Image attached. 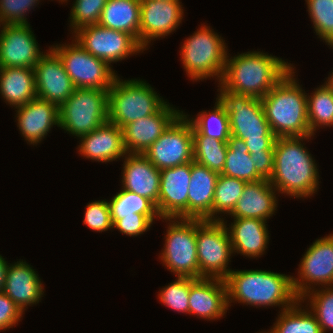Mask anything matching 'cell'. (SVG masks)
Instances as JSON below:
<instances>
[{
    "instance_id": "obj_15",
    "label": "cell",
    "mask_w": 333,
    "mask_h": 333,
    "mask_svg": "<svg viewBox=\"0 0 333 333\" xmlns=\"http://www.w3.org/2000/svg\"><path fill=\"white\" fill-rule=\"evenodd\" d=\"M180 0H140L139 44L148 50L151 41L165 38L182 23Z\"/></svg>"
},
{
    "instance_id": "obj_31",
    "label": "cell",
    "mask_w": 333,
    "mask_h": 333,
    "mask_svg": "<svg viewBox=\"0 0 333 333\" xmlns=\"http://www.w3.org/2000/svg\"><path fill=\"white\" fill-rule=\"evenodd\" d=\"M301 303L299 299L291 307L279 311L274 325L267 333H322L313 313Z\"/></svg>"
},
{
    "instance_id": "obj_19",
    "label": "cell",
    "mask_w": 333,
    "mask_h": 333,
    "mask_svg": "<svg viewBox=\"0 0 333 333\" xmlns=\"http://www.w3.org/2000/svg\"><path fill=\"white\" fill-rule=\"evenodd\" d=\"M182 112L167 102L157 113L125 125L122 131L126 152L144 154Z\"/></svg>"
},
{
    "instance_id": "obj_7",
    "label": "cell",
    "mask_w": 333,
    "mask_h": 333,
    "mask_svg": "<svg viewBox=\"0 0 333 333\" xmlns=\"http://www.w3.org/2000/svg\"><path fill=\"white\" fill-rule=\"evenodd\" d=\"M167 103L142 79L119 76L108 90V121L123 128L142 117L157 113Z\"/></svg>"
},
{
    "instance_id": "obj_46",
    "label": "cell",
    "mask_w": 333,
    "mask_h": 333,
    "mask_svg": "<svg viewBox=\"0 0 333 333\" xmlns=\"http://www.w3.org/2000/svg\"><path fill=\"white\" fill-rule=\"evenodd\" d=\"M8 264V261L0 255V292L4 290Z\"/></svg>"
},
{
    "instance_id": "obj_44",
    "label": "cell",
    "mask_w": 333,
    "mask_h": 333,
    "mask_svg": "<svg viewBox=\"0 0 333 333\" xmlns=\"http://www.w3.org/2000/svg\"><path fill=\"white\" fill-rule=\"evenodd\" d=\"M24 314L4 292H0V332L17 326Z\"/></svg>"
},
{
    "instance_id": "obj_5",
    "label": "cell",
    "mask_w": 333,
    "mask_h": 333,
    "mask_svg": "<svg viewBox=\"0 0 333 333\" xmlns=\"http://www.w3.org/2000/svg\"><path fill=\"white\" fill-rule=\"evenodd\" d=\"M219 100L224 104L231 135L244 140L250 154L274 150L276 136L266 119L261 99L233 93L219 84Z\"/></svg>"
},
{
    "instance_id": "obj_33",
    "label": "cell",
    "mask_w": 333,
    "mask_h": 333,
    "mask_svg": "<svg viewBox=\"0 0 333 333\" xmlns=\"http://www.w3.org/2000/svg\"><path fill=\"white\" fill-rule=\"evenodd\" d=\"M112 223L135 213L146 215L152 222L159 216L156 206L147 198L121 188L108 200Z\"/></svg>"
},
{
    "instance_id": "obj_22",
    "label": "cell",
    "mask_w": 333,
    "mask_h": 333,
    "mask_svg": "<svg viewBox=\"0 0 333 333\" xmlns=\"http://www.w3.org/2000/svg\"><path fill=\"white\" fill-rule=\"evenodd\" d=\"M36 269L25 260L9 263L3 292L25 313L27 306L36 305L44 297V284Z\"/></svg>"
},
{
    "instance_id": "obj_23",
    "label": "cell",
    "mask_w": 333,
    "mask_h": 333,
    "mask_svg": "<svg viewBox=\"0 0 333 333\" xmlns=\"http://www.w3.org/2000/svg\"><path fill=\"white\" fill-rule=\"evenodd\" d=\"M79 139L78 154L96 162L117 161L127 154L122 128L109 121Z\"/></svg>"
},
{
    "instance_id": "obj_34",
    "label": "cell",
    "mask_w": 333,
    "mask_h": 333,
    "mask_svg": "<svg viewBox=\"0 0 333 333\" xmlns=\"http://www.w3.org/2000/svg\"><path fill=\"white\" fill-rule=\"evenodd\" d=\"M307 107L312 135L322 127H333V92L324 83L307 94Z\"/></svg>"
},
{
    "instance_id": "obj_32",
    "label": "cell",
    "mask_w": 333,
    "mask_h": 333,
    "mask_svg": "<svg viewBox=\"0 0 333 333\" xmlns=\"http://www.w3.org/2000/svg\"><path fill=\"white\" fill-rule=\"evenodd\" d=\"M213 110L200 111L194 118L182 112L201 135L227 142L231 136L229 116L224 104L216 98Z\"/></svg>"
},
{
    "instance_id": "obj_2",
    "label": "cell",
    "mask_w": 333,
    "mask_h": 333,
    "mask_svg": "<svg viewBox=\"0 0 333 333\" xmlns=\"http://www.w3.org/2000/svg\"><path fill=\"white\" fill-rule=\"evenodd\" d=\"M227 52L220 84L228 91L263 98L293 67L282 58L263 51H248L235 56Z\"/></svg>"
},
{
    "instance_id": "obj_48",
    "label": "cell",
    "mask_w": 333,
    "mask_h": 333,
    "mask_svg": "<svg viewBox=\"0 0 333 333\" xmlns=\"http://www.w3.org/2000/svg\"><path fill=\"white\" fill-rule=\"evenodd\" d=\"M67 1H68V0H58L59 3H60V2H61V3H64V2L66 3Z\"/></svg>"
},
{
    "instance_id": "obj_10",
    "label": "cell",
    "mask_w": 333,
    "mask_h": 333,
    "mask_svg": "<svg viewBox=\"0 0 333 333\" xmlns=\"http://www.w3.org/2000/svg\"><path fill=\"white\" fill-rule=\"evenodd\" d=\"M196 242L199 279H225L232 271L228 265L233 250L223 221L196 219Z\"/></svg>"
},
{
    "instance_id": "obj_9",
    "label": "cell",
    "mask_w": 333,
    "mask_h": 333,
    "mask_svg": "<svg viewBox=\"0 0 333 333\" xmlns=\"http://www.w3.org/2000/svg\"><path fill=\"white\" fill-rule=\"evenodd\" d=\"M168 224L159 259L175 277L199 279L196 219L161 218ZM169 223H168V222Z\"/></svg>"
},
{
    "instance_id": "obj_24",
    "label": "cell",
    "mask_w": 333,
    "mask_h": 333,
    "mask_svg": "<svg viewBox=\"0 0 333 333\" xmlns=\"http://www.w3.org/2000/svg\"><path fill=\"white\" fill-rule=\"evenodd\" d=\"M123 160L121 188L143 196L157 206L160 170L144 154L127 153Z\"/></svg>"
},
{
    "instance_id": "obj_42",
    "label": "cell",
    "mask_w": 333,
    "mask_h": 333,
    "mask_svg": "<svg viewBox=\"0 0 333 333\" xmlns=\"http://www.w3.org/2000/svg\"><path fill=\"white\" fill-rule=\"evenodd\" d=\"M83 224L96 232L113 230L108 200L101 199L87 203Z\"/></svg>"
},
{
    "instance_id": "obj_45",
    "label": "cell",
    "mask_w": 333,
    "mask_h": 333,
    "mask_svg": "<svg viewBox=\"0 0 333 333\" xmlns=\"http://www.w3.org/2000/svg\"><path fill=\"white\" fill-rule=\"evenodd\" d=\"M257 173L265 180H269L273 173L274 150L250 154Z\"/></svg>"
},
{
    "instance_id": "obj_12",
    "label": "cell",
    "mask_w": 333,
    "mask_h": 333,
    "mask_svg": "<svg viewBox=\"0 0 333 333\" xmlns=\"http://www.w3.org/2000/svg\"><path fill=\"white\" fill-rule=\"evenodd\" d=\"M71 38L87 52L104 60L110 66H112L111 63L145 51L132 35L108 29L99 24L80 28Z\"/></svg>"
},
{
    "instance_id": "obj_11",
    "label": "cell",
    "mask_w": 333,
    "mask_h": 333,
    "mask_svg": "<svg viewBox=\"0 0 333 333\" xmlns=\"http://www.w3.org/2000/svg\"><path fill=\"white\" fill-rule=\"evenodd\" d=\"M50 47L60 57L75 88L109 90L118 76L113 66L87 52L73 38L71 43Z\"/></svg>"
},
{
    "instance_id": "obj_39",
    "label": "cell",
    "mask_w": 333,
    "mask_h": 333,
    "mask_svg": "<svg viewBox=\"0 0 333 333\" xmlns=\"http://www.w3.org/2000/svg\"><path fill=\"white\" fill-rule=\"evenodd\" d=\"M107 0H74L70 11L72 35L80 28L98 24Z\"/></svg>"
},
{
    "instance_id": "obj_6",
    "label": "cell",
    "mask_w": 333,
    "mask_h": 333,
    "mask_svg": "<svg viewBox=\"0 0 333 333\" xmlns=\"http://www.w3.org/2000/svg\"><path fill=\"white\" fill-rule=\"evenodd\" d=\"M198 28L181 45L180 61L193 82L212 77L220 84L226 66L227 45L210 26L201 24Z\"/></svg>"
},
{
    "instance_id": "obj_14",
    "label": "cell",
    "mask_w": 333,
    "mask_h": 333,
    "mask_svg": "<svg viewBox=\"0 0 333 333\" xmlns=\"http://www.w3.org/2000/svg\"><path fill=\"white\" fill-rule=\"evenodd\" d=\"M297 270V277L292 279L299 299L316 286H333V233L316 239L307 248Z\"/></svg>"
},
{
    "instance_id": "obj_35",
    "label": "cell",
    "mask_w": 333,
    "mask_h": 333,
    "mask_svg": "<svg viewBox=\"0 0 333 333\" xmlns=\"http://www.w3.org/2000/svg\"><path fill=\"white\" fill-rule=\"evenodd\" d=\"M192 134L194 146L193 161L221 174L226 160L227 142L208 136H201L194 128L192 129Z\"/></svg>"
},
{
    "instance_id": "obj_38",
    "label": "cell",
    "mask_w": 333,
    "mask_h": 333,
    "mask_svg": "<svg viewBox=\"0 0 333 333\" xmlns=\"http://www.w3.org/2000/svg\"><path fill=\"white\" fill-rule=\"evenodd\" d=\"M314 33L327 45L333 44V0H305Z\"/></svg>"
},
{
    "instance_id": "obj_41",
    "label": "cell",
    "mask_w": 333,
    "mask_h": 333,
    "mask_svg": "<svg viewBox=\"0 0 333 333\" xmlns=\"http://www.w3.org/2000/svg\"><path fill=\"white\" fill-rule=\"evenodd\" d=\"M40 0H0V25L29 24L27 13L34 9Z\"/></svg>"
},
{
    "instance_id": "obj_16",
    "label": "cell",
    "mask_w": 333,
    "mask_h": 333,
    "mask_svg": "<svg viewBox=\"0 0 333 333\" xmlns=\"http://www.w3.org/2000/svg\"><path fill=\"white\" fill-rule=\"evenodd\" d=\"M44 53L30 24L0 25V67L34 69Z\"/></svg>"
},
{
    "instance_id": "obj_25",
    "label": "cell",
    "mask_w": 333,
    "mask_h": 333,
    "mask_svg": "<svg viewBox=\"0 0 333 333\" xmlns=\"http://www.w3.org/2000/svg\"><path fill=\"white\" fill-rule=\"evenodd\" d=\"M225 218L222 221L228 230L233 254L237 253L252 259L259 258L266 252L269 244L267 221L253 218H232L233 222L227 225Z\"/></svg>"
},
{
    "instance_id": "obj_26",
    "label": "cell",
    "mask_w": 333,
    "mask_h": 333,
    "mask_svg": "<svg viewBox=\"0 0 333 333\" xmlns=\"http://www.w3.org/2000/svg\"><path fill=\"white\" fill-rule=\"evenodd\" d=\"M277 194L278 191L269 180L248 182L229 216L231 218H253L267 221L278 208Z\"/></svg>"
},
{
    "instance_id": "obj_40",
    "label": "cell",
    "mask_w": 333,
    "mask_h": 333,
    "mask_svg": "<svg viewBox=\"0 0 333 333\" xmlns=\"http://www.w3.org/2000/svg\"><path fill=\"white\" fill-rule=\"evenodd\" d=\"M189 292L190 278L176 277L174 282L160 290L158 299L173 311L189 314Z\"/></svg>"
},
{
    "instance_id": "obj_20",
    "label": "cell",
    "mask_w": 333,
    "mask_h": 333,
    "mask_svg": "<svg viewBox=\"0 0 333 333\" xmlns=\"http://www.w3.org/2000/svg\"><path fill=\"white\" fill-rule=\"evenodd\" d=\"M228 309L227 287L224 279L190 278L189 315L215 321L225 316Z\"/></svg>"
},
{
    "instance_id": "obj_29",
    "label": "cell",
    "mask_w": 333,
    "mask_h": 333,
    "mask_svg": "<svg viewBox=\"0 0 333 333\" xmlns=\"http://www.w3.org/2000/svg\"><path fill=\"white\" fill-rule=\"evenodd\" d=\"M98 24L130 34L139 42L140 0H107Z\"/></svg>"
},
{
    "instance_id": "obj_8",
    "label": "cell",
    "mask_w": 333,
    "mask_h": 333,
    "mask_svg": "<svg viewBox=\"0 0 333 333\" xmlns=\"http://www.w3.org/2000/svg\"><path fill=\"white\" fill-rule=\"evenodd\" d=\"M108 90L75 88L59 108V127L78 139L108 121Z\"/></svg>"
},
{
    "instance_id": "obj_30",
    "label": "cell",
    "mask_w": 333,
    "mask_h": 333,
    "mask_svg": "<svg viewBox=\"0 0 333 333\" xmlns=\"http://www.w3.org/2000/svg\"><path fill=\"white\" fill-rule=\"evenodd\" d=\"M227 153L223 175L248 182H257L263 178L257 173L244 140L230 136L227 141Z\"/></svg>"
},
{
    "instance_id": "obj_1",
    "label": "cell",
    "mask_w": 333,
    "mask_h": 333,
    "mask_svg": "<svg viewBox=\"0 0 333 333\" xmlns=\"http://www.w3.org/2000/svg\"><path fill=\"white\" fill-rule=\"evenodd\" d=\"M315 135L277 137L274 145L273 173L269 182L279 194L311 198L319 189V169L305 146Z\"/></svg>"
},
{
    "instance_id": "obj_36",
    "label": "cell",
    "mask_w": 333,
    "mask_h": 333,
    "mask_svg": "<svg viewBox=\"0 0 333 333\" xmlns=\"http://www.w3.org/2000/svg\"><path fill=\"white\" fill-rule=\"evenodd\" d=\"M246 183L244 180L219 174L213 197V220H223L222 214L227 216L232 212Z\"/></svg>"
},
{
    "instance_id": "obj_18",
    "label": "cell",
    "mask_w": 333,
    "mask_h": 333,
    "mask_svg": "<svg viewBox=\"0 0 333 333\" xmlns=\"http://www.w3.org/2000/svg\"><path fill=\"white\" fill-rule=\"evenodd\" d=\"M191 162L160 170L157 212L161 218H188Z\"/></svg>"
},
{
    "instance_id": "obj_37",
    "label": "cell",
    "mask_w": 333,
    "mask_h": 333,
    "mask_svg": "<svg viewBox=\"0 0 333 333\" xmlns=\"http://www.w3.org/2000/svg\"><path fill=\"white\" fill-rule=\"evenodd\" d=\"M301 302L309 306L318 321L322 333L333 331V286L316 288L303 297Z\"/></svg>"
},
{
    "instance_id": "obj_21",
    "label": "cell",
    "mask_w": 333,
    "mask_h": 333,
    "mask_svg": "<svg viewBox=\"0 0 333 333\" xmlns=\"http://www.w3.org/2000/svg\"><path fill=\"white\" fill-rule=\"evenodd\" d=\"M14 109H17V127L29 145L37 146L53 126L59 127V107L44 99L35 97Z\"/></svg>"
},
{
    "instance_id": "obj_17",
    "label": "cell",
    "mask_w": 333,
    "mask_h": 333,
    "mask_svg": "<svg viewBox=\"0 0 333 333\" xmlns=\"http://www.w3.org/2000/svg\"><path fill=\"white\" fill-rule=\"evenodd\" d=\"M46 51L34 66L36 95L60 108L75 86L58 54L50 46Z\"/></svg>"
},
{
    "instance_id": "obj_3",
    "label": "cell",
    "mask_w": 333,
    "mask_h": 333,
    "mask_svg": "<svg viewBox=\"0 0 333 333\" xmlns=\"http://www.w3.org/2000/svg\"><path fill=\"white\" fill-rule=\"evenodd\" d=\"M293 276L267 270H232L224 279L228 306L234 302L253 307L294 305L299 298L293 287Z\"/></svg>"
},
{
    "instance_id": "obj_47",
    "label": "cell",
    "mask_w": 333,
    "mask_h": 333,
    "mask_svg": "<svg viewBox=\"0 0 333 333\" xmlns=\"http://www.w3.org/2000/svg\"><path fill=\"white\" fill-rule=\"evenodd\" d=\"M324 84L333 92V70L332 73L328 76Z\"/></svg>"
},
{
    "instance_id": "obj_4",
    "label": "cell",
    "mask_w": 333,
    "mask_h": 333,
    "mask_svg": "<svg viewBox=\"0 0 333 333\" xmlns=\"http://www.w3.org/2000/svg\"><path fill=\"white\" fill-rule=\"evenodd\" d=\"M293 67L261 102L276 137L309 136L307 93L295 77Z\"/></svg>"
},
{
    "instance_id": "obj_28",
    "label": "cell",
    "mask_w": 333,
    "mask_h": 333,
    "mask_svg": "<svg viewBox=\"0 0 333 333\" xmlns=\"http://www.w3.org/2000/svg\"><path fill=\"white\" fill-rule=\"evenodd\" d=\"M0 94L6 104L15 108L37 97L34 69L0 67Z\"/></svg>"
},
{
    "instance_id": "obj_43",
    "label": "cell",
    "mask_w": 333,
    "mask_h": 333,
    "mask_svg": "<svg viewBox=\"0 0 333 333\" xmlns=\"http://www.w3.org/2000/svg\"><path fill=\"white\" fill-rule=\"evenodd\" d=\"M152 224L153 222L146 215L135 213L133 216H125L117 220L113 228L118 229L123 235L137 237L150 230Z\"/></svg>"
},
{
    "instance_id": "obj_27",
    "label": "cell",
    "mask_w": 333,
    "mask_h": 333,
    "mask_svg": "<svg viewBox=\"0 0 333 333\" xmlns=\"http://www.w3.org/2000/svg\"><path fill=\"white\" fill-rule=\"evenodd\" d=\"M219 174L195 161L191 162L188 191V218L213 220V197Z\"/></svg>"
},
{
    "instance_id": "obj_13",
    "label": "cell",
    "mask_w": 333,
    "mask_h": 333,
    "mask_svg": "<svg viewBox=\"0 0 333 333\" xmlns=\"http://www.w3.org/2000/svg\"><path fill=\"white\" fill-rule=\"evenodd\" d=\"M192 129V124L181 113L144 152V155L158 170L192 162L194 154Z\"/></svg>"
}]
</instances>
